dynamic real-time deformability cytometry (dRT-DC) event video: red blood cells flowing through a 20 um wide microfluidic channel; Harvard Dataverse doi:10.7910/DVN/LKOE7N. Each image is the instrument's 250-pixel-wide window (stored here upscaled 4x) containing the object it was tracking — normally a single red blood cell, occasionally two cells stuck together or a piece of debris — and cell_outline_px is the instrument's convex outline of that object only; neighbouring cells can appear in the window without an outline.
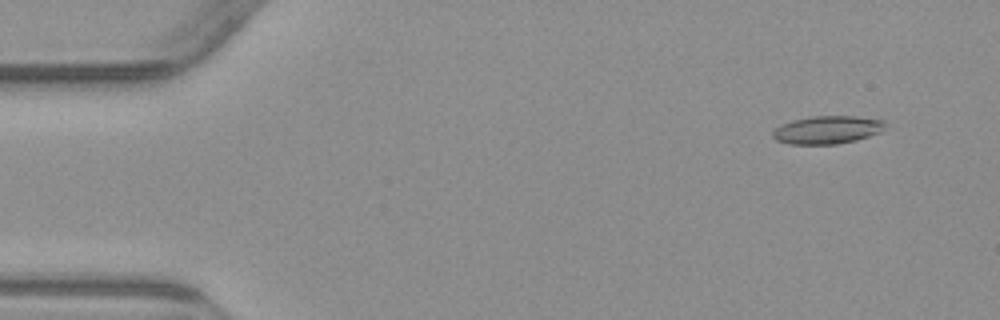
{"species": "common noctule bat (a hibernating species)", "species_latin": "Nyctalus noctula", "temperature_condition": "warm", "stored_images_in_passage": 4, "camera_frame_rate_fps": 3000, "um_per_image_px": 0.085, "animal": {"sex": "male", "body_mass_g": 23.1, "forearm_length_mm": 52.7}, "frame": {"image": 1, "passage_image": 1, "time_ms": 0.0, "image_size_px": [1000, 320], "cell_outline_px": [[884, 128], [880, 132], [856, 140], [836, 144], [788, 144], [776, 140], [772, 136], [772, 132], [780, 124], [792, 120], [812, 116], [856, 116], [884, 120]], "centroid_in_image_um": [70.29, 11.03], "position_along_channel_um": 14.7, "area_um2": 18.32}}
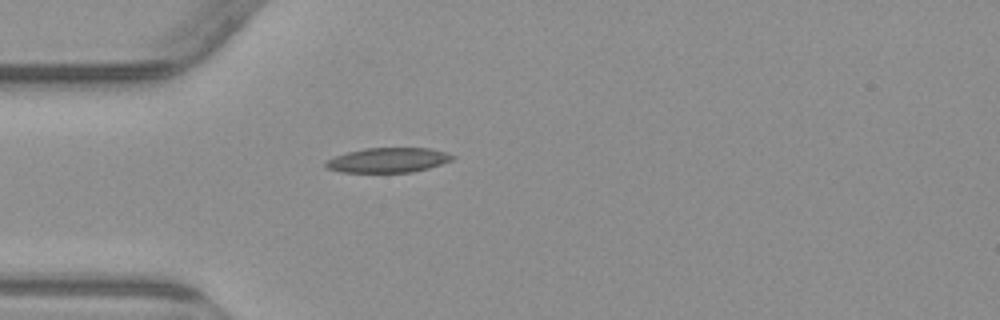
{"frame": {"image": 2, "passage_image": 4, "time_ms": 3.667, "image_size_px": [1000, 320], "cell_outline_px": [[456, 156], [452, 160], [428, 168], [412, 172], [340, 172], [324, 168], [324, 164], [328, 160], [336, 156], [348, 152], [364, 148], [428, 148], [444, 152]], "centroid_in_image_um": [32.96, 13.61], "position_along_channel_um": 52.0, "area_um2": 18.15}}